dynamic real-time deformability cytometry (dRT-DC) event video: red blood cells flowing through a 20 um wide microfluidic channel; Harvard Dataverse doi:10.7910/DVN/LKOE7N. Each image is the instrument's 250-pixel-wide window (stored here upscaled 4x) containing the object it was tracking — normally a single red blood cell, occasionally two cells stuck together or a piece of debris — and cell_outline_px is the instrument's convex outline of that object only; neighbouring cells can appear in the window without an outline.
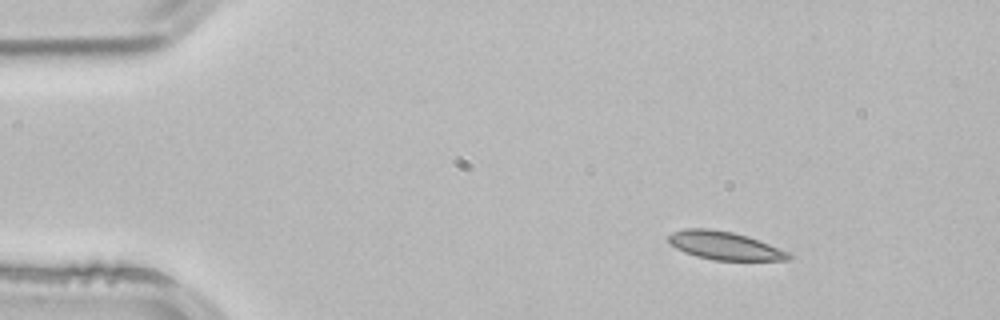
{"species": "common noctule bat (a hibernating species)", "species_latin": "Nyctalus noctula", "temperature_condition": "room temperature", "stored_images_in_passage": 3, "camera_frame_rate_fps": 3000, "um_per_image_px": 0.085, "animal": {"sex": "male", "body_mass_g": 21.5, "forearm_length_mm": 52.0}, "frame": {"image": 1, "passage_image": 1, "time_ms": 0.0, "image_size_px": [1000, 320], "cell_outline_px": [[792, 256], [788, 260], [712, 260], [696, 256], [684, 252], [676, 248], [668, 240], [668, 236], [672, 232], [684, 228], [708, 228], [732, 232], [748, 236], [792, 252]], "centroid_in_image_um": [61.62, 20.88], "position_along_channel_um": 23.4, "area_um2": 19.88}}
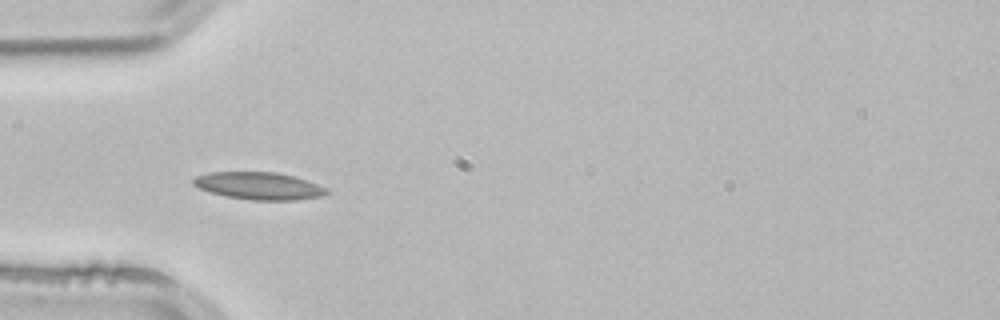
{"frame": {"image": 2, "passage_image": 3, "time_ms": 0.667, "image_size_px": [1000, 320], "cell_outline_px": [[328, 192], [324, 196], [296, 200], [252, 200], [228, 196], [212, 192], [200, 188], [192, 184], [192, 180], [196, 176], [208, 172], [276, 172], [296, 176], [328, 188]], "centroid_in_image_um": [22.05, 15.79], "position_along_channel_um": 62.9, "area_um2": 21.27}}